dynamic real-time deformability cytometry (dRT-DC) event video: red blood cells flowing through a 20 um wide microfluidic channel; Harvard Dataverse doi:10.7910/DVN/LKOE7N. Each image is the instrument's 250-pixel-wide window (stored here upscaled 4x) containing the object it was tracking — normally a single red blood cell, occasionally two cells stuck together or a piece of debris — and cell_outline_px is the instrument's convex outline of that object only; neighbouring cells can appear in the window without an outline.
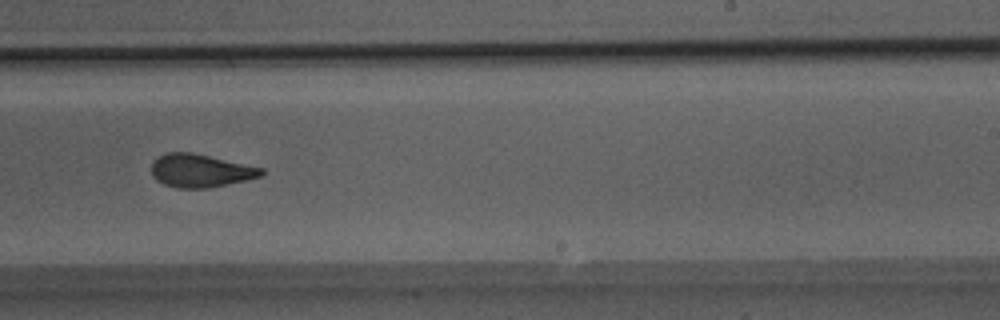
{"species": "Egyptian fruit bat (a non-hibernating species)", "species_latin": "Rousettus aegyptiacus", "temperature_condition": "room temperature", "stored_images_in_passage": 50, "camera_frame_rate_fps": 3000, "um_per_image_px": 0.085, "animal": {"sex": "male"}, "frame": {"image": 1, "passage_image": 31, "time_ms": 10.0, "image_size_px": [1000, 320], "cell_outline_px": [[264, 176], [248, 180], [208, 188], [176, 188], [164, 184], [156, 180], [152, 176], [152, 164], [160, 156], [168, 152], [192, 152], [264, 168]], "centroid_in_image_um": [17.08, 14.52], "position_along_channel_um": 271.9, "area_um2": 21.27}}
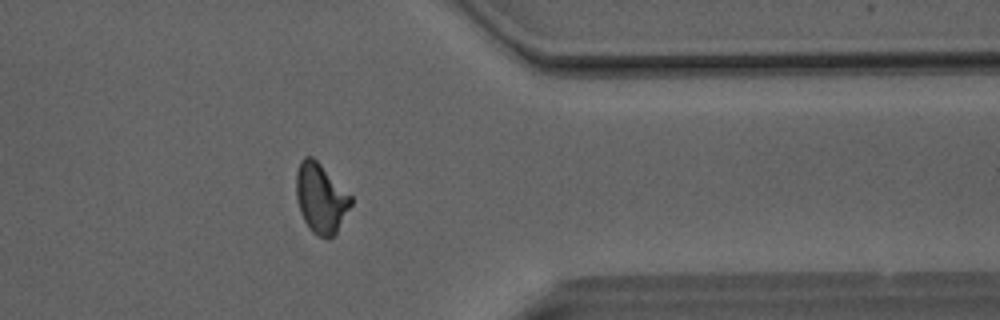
{"frame": {"image": 2, "passage_image": 40, "time_ms": 13.0, "image_size_px": [1000, 320], "cell_outline_px": [[352, 204], [336, 232], [328, 240], [316, 236], [308, 228], [300, 212], [296, 196], [296, 172], [300, 160], [304, 156], [312, 156], [352, 196]], "centroid_in_image_um": [27.25, 16.86], "position_along_channel_um": 384.1, "area_um2": 22.25}}
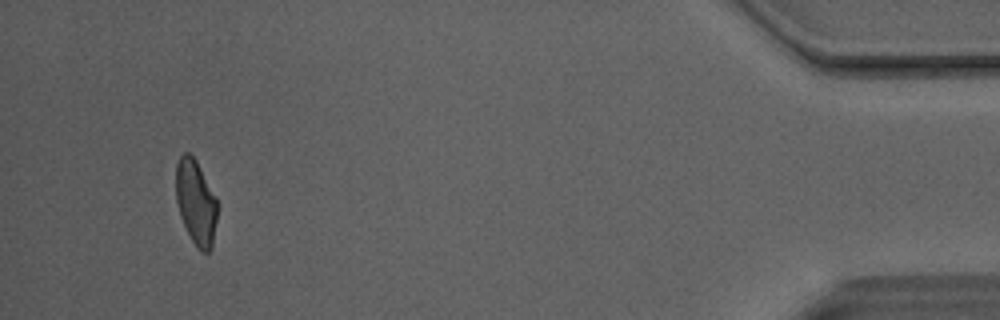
{"frame": {"image": 3, "passage_image": 47, "time_ms": 15.333, "image_size_px": [1000, 320], "cell_outline_px": [[216, 220], [212, 248], [208, 252], [200, 252], [196, 248], [180, 216], [176, 200], [176, 164], [180, 156], [184, 152], [188, 152], [196, 160], [216, 196]], "centroid_in_image_um": [16.64, 17.2], "position_along_channel_um": 418.6, "area_um2": 20.4}, "authors_computed_cell_mechanics": {"area_um2": 21.8484, "velocity_mm_per_s": 4.1225, "shape_relaxation_time_tau1_ms": 6.549, "shape_relaxation_time_tau2_ms": 1.6073, "deformation_change_tau1": 0.1906, "deformation_change_tau2": 0.0807}}